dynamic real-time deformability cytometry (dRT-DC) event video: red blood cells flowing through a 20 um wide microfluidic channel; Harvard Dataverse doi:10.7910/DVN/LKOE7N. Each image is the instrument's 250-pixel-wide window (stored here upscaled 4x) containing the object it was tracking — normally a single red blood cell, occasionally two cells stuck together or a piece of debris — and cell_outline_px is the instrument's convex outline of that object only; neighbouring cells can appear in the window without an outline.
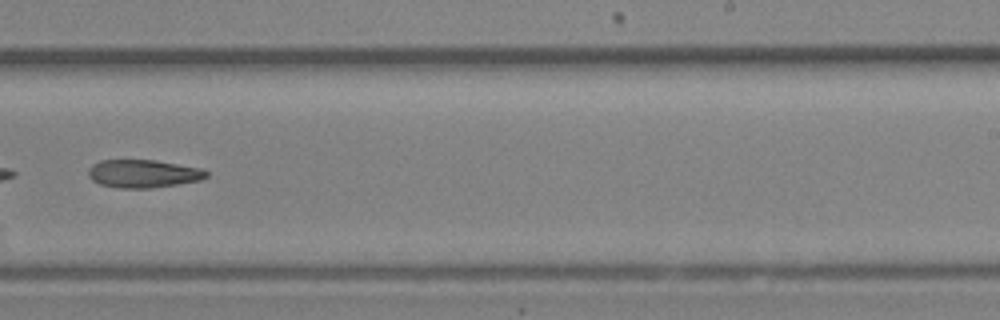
{"species": "Egyptian fruit bat (a non-hibernating species)", "species_latin": "Rousettus aegyptiacus", "temperature_condition": "room temperature", "stored_images_in_passage": 20, "segment_of_instrument_passage": [1, 2], "camera_frame_rate_fps": 3000, "um_per_image_px": 0.085, "animal": {"sex": "female"}, "frame": {"image": 1, "passage_image": 12, "time_ms": 3.667, "image_size_px": [1000, 320], "cell_outline_px": [[208, 176], [200, 180], [152, 188], [120, 188], [100, 184], [92, 180], [88, 176], [88, 168], [92, 164], [100, 160], [156, 160], [200, 168], [208, 172]], "centroid_in_image_um": [12.14, 14.75], "position_along_channel_um": 276.9, "area_um2": 19.25}}